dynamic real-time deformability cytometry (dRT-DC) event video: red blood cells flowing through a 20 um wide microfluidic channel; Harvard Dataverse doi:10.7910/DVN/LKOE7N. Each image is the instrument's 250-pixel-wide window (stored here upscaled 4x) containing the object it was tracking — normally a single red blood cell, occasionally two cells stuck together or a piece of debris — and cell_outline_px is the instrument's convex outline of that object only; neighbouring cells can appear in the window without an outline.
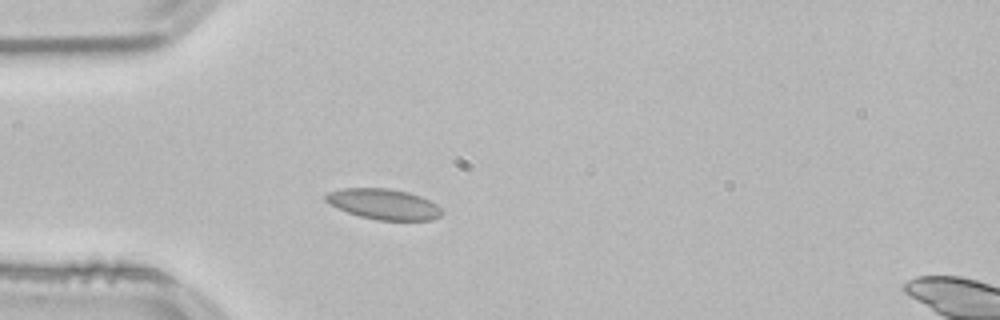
{"species": "common noctule bat (a hibernating species)", "species_latin": "Nyctalus noctula", "temperature_condition": "room temperature", "stored_images_in_passage": 28, "camera_frame_rate_fps": 3000, "um_per_image_px": 0.085, "animal": {"sex": "male", "body_mass_g": 21.5, "forearm_length_mm": 52.0}, "frame": {"image": 1, "passage_image": 1, "time_ms": 0.0, "image_size_px": [1000, 320], "cell_outline_px": [[444, 212], [440, 216], [432, 220], [376, 220], [360, 216], [348, 212], [328, 204], [324, 200], [324, 196], [328, 192], [344, 188], [388, 188], [408, 192], [420, 196], [436, 204]], "centroid_in_image_um": [32.6, 17.35], "position_along_channel_um": 52.4, "area_um2": 20.69}, "authors_computed_cell_mechanics": {"area_um2": 18.8139, "velocity_mm_per_s": 3.796, "shape_relaxation_time_tau1_ms": 4.3657, "shape_relaxation_time_tau2_ms": 3.5902, "deformation_change_tau1": 0.0818, "deformation_change_tau2": 0.072}}